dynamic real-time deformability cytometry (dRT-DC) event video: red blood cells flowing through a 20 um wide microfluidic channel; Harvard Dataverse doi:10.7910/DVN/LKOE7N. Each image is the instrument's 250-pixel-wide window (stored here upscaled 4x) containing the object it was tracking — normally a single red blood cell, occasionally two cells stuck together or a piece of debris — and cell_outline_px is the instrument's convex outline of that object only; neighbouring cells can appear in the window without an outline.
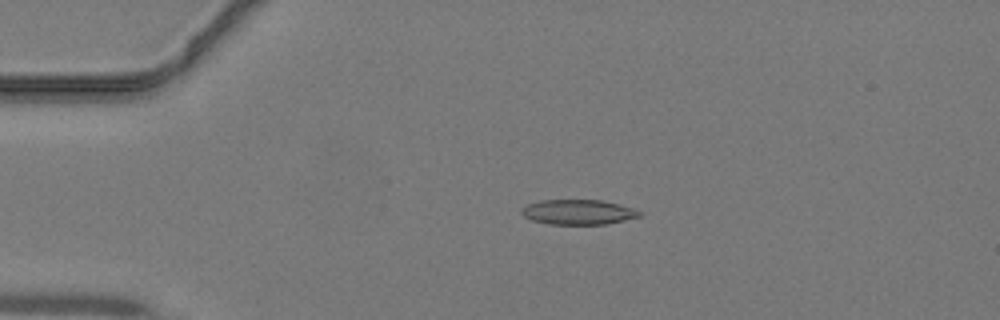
{"species": "common noctule bat (a hibernating species)", "species_latin": "Nyctalus noctula", "temperature_condition": "warm", "stored_images_in_passage": 45, "camera_frame_rate_fps": 3000, "um_per_image_px": 0.085, "animal": {"sex": "male", "body_mass_g": 19.2, "forearm_length_mm": 51.8}, "frame": {"image": 1, "passage_image": 10, "time_ms": 3.0, "image_size_px": [1000, 320], "cell_outline_px": [[644, 212], [640, 216], [608, 224], [548, 224], [532, 220], [524, 216], [520, 212], [520, 208], [528, 204], [540, 200], [604, 200], [620, 204]], "centroid_in_image_um": [49.15, 18.02], "position_along_channel_um": 35.9, "area_um2": 17.28}}
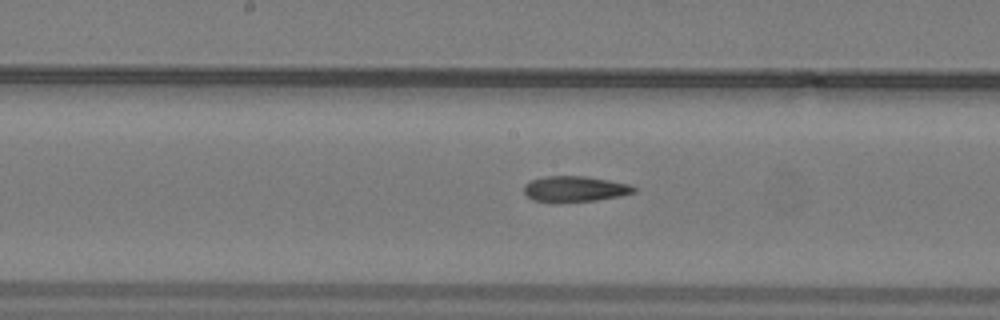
{"frame": {"image": 2, "passage_image": 23, "time_ms": 7.333, "image_size_px": [1000, 320], "cell_outline_px": [[636, 192], [620, 196], [596, 200], [552, 204], [532, 200], [524, 192], [524, 184], [532, 180], [544, 176], [584, 176], [608, 180], [628, 184], [636, 188]], "centroid_in_image_um": [48.81, 16.08], "position_along_channel_um": 199.4, "area_um2": 16.76}}
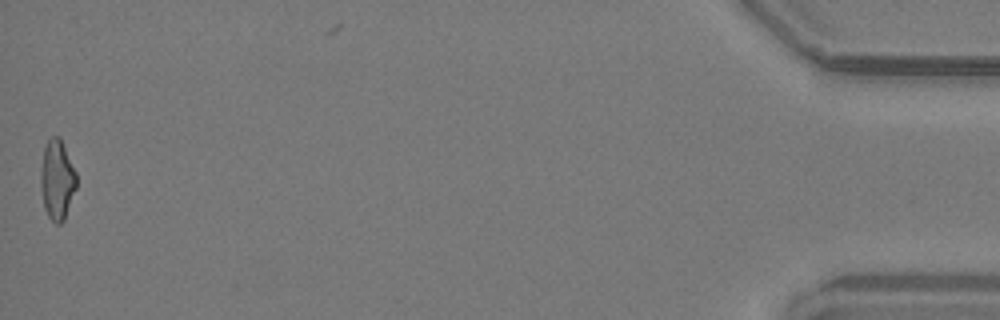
{"frame": {"image": 3, "passage_image": 44, "time_ms": 14.333, "image_size_px": [1000, 320], "cell_outline_px": [[76, 188], [64, 220], [60, 224], [56, 224], [48, 216], [44, 208], [40, 184], [40, 172], [44, 148], [48, 140], [52, 136], [60, 136], [76, 172]], "centroid_in_image_um": [4.85, 15.28], "position_along_channel_um": 430.4, "area_um2": 16.65}}